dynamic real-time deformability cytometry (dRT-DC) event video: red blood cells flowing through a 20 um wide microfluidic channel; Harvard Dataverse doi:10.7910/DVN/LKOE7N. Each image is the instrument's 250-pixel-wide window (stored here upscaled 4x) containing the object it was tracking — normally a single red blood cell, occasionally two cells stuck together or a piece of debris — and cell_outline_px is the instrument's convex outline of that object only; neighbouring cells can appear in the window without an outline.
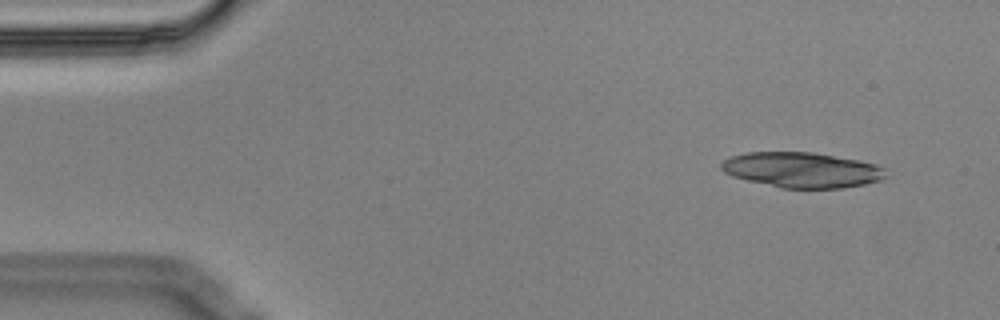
{"species": "Egyptian fruit bat (a non-hibernating species)", "species_latin": "Rousettus aegyptiacus", "temperature_condition": "cold", "stored_images_in_passage": 4, "camera_frame_rate_fps": 3000, "um_per_image_px": 0.085, "animal": {"sex": "male"}, "frame": {"image": 1, "passage_image": 1, "time_ms": 0.0, "image_size_px": [1000, 320], "cell_outline_px": [[884, 176], [880, 180], [864, 184], [844, 188], [780, 188], [732, 176], [724, 172], [720, 168], [720, 164], [724, 160], [732, 156], [748, 152], [812, 152], [856, 160], [876, 164], [884, 168]], "centroid_in_image_um": [68.13, 14.45], "position_along_channel_um": 16.9, "area_um2": 33.58}}